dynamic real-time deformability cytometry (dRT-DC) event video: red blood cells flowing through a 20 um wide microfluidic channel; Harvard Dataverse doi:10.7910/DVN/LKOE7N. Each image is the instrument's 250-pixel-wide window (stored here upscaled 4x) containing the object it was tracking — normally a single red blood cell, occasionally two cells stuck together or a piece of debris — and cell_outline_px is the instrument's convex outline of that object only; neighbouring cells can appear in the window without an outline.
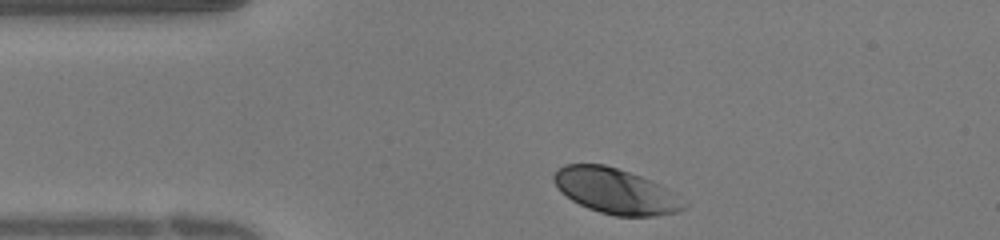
{"species": "human", "species_latin": "Homo sapiens", "temperature_condition": "warm", "stored_images_in_passage": 24, "camera_frame_rate_fps": 3000, "um_per_image_px": 0.085, "donor": {"sex": "female"}, "frame": {"image": 1, "passage_image": 1, "time_ms": 0.0, "image_size_px": [1000, 240], "cell_outline_px": [[688, 204], [684, 208], [676, 212], [652, 216], [616, 216], [600, 212], [588, 208], [572, 200], [560, 192], [552, 180], [552, 176], [556, 168], [564, 164], [604, 164], [652, 180]], "centroid_in_image_um": [52.25, 16.23], "position_along_channel_um": 32.8, "area_um2": 34.1}}
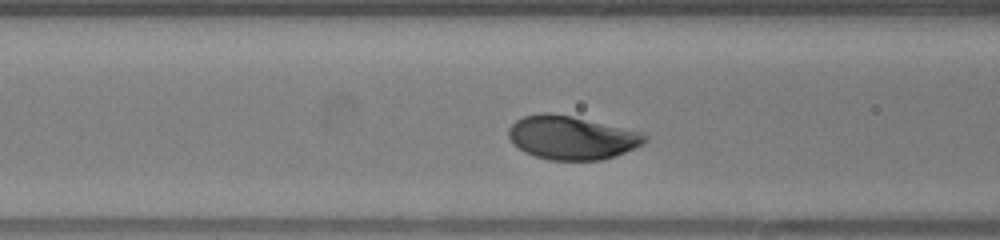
{"frame": {"image": 2, "passage_image": 8, "time_ms": 2.333, "image_size_px": [1000, 240], "cell_outline_px": [[648, 140], [644, 144], [636, 148], [616, 156], [604, 160], [548, 160], [524, 152], [512, 144], [508, 136], [508, 128], [516, 120], [524, 116], [540, 112], [552, 112], [572, 116], [640, 132], [648, 136]], "centroid_in_image_um": [48.58, 11.7], "position_along_channel_um": 118.0, "area_um2": 34.85}}
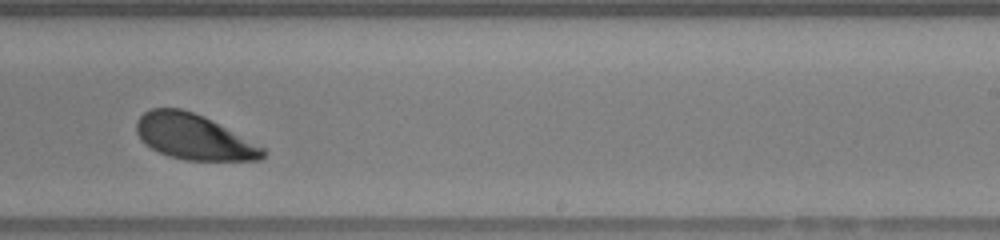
{"frame": {"image": 3, "passage_image": 17, "time_ms": 5.333, "image_size_px": [1000, 240], "cell_outline_px": [[268, 152], [260, 160], [184, 160], [168, 156], [144, 144], [140, 140], [136, 132], [136, 120], [144, 112], [152, 108], [180, 108], [204, 116], [264, 148]], "centroid_in_image_um": [16.43, 11.64], "position_along_channel_um": 272.6, "area_um2": 33.29}}